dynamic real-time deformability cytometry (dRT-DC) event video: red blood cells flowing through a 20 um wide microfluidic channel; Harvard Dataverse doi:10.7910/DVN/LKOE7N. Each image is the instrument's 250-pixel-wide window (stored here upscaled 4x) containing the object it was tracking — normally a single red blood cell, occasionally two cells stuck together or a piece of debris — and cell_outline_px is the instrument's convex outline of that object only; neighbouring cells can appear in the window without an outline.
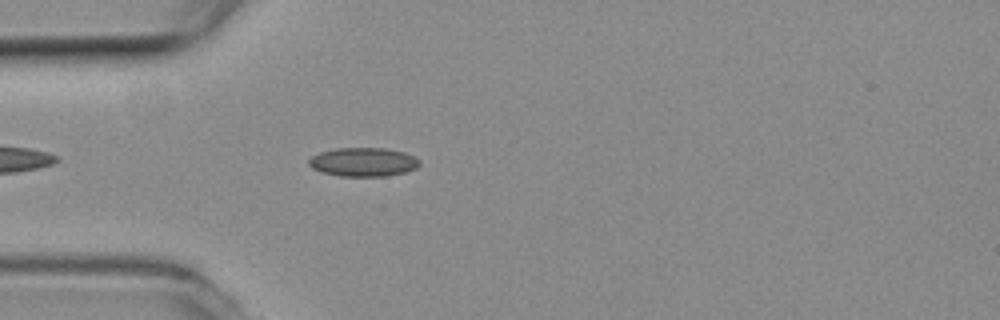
{"species": "common noctule bat (a hibernating species)", "species_latin": "Nyctalus noctula", "temperature_condition": "room temperature", "stored_images_in_passage": 43, "camera_frame_rate_fps": 3000, "um_per_image_px": 0.085, "animal": {"sex": "female", "body_mass_g": 19.3, "forearm_length_mm": 54.1}, "frame": {"image": 1, "passage_image": 5, "time_ms": 1.333, "image_size_px": [1000, 320], "cell_outline_px": [[420, 164], [416, 168], [404, 172], [384, 176], [340, 176], [320, 172], [312, 168], [308, 164], [308, 160], [312, 156], [320, 152], [336, 148], [384, 148], [404, 152], [420, 160]], "centroid_in_image_um": [30.85, 13.77], "position_along_channel_um": 54.2, "area_um2": 18.55}}
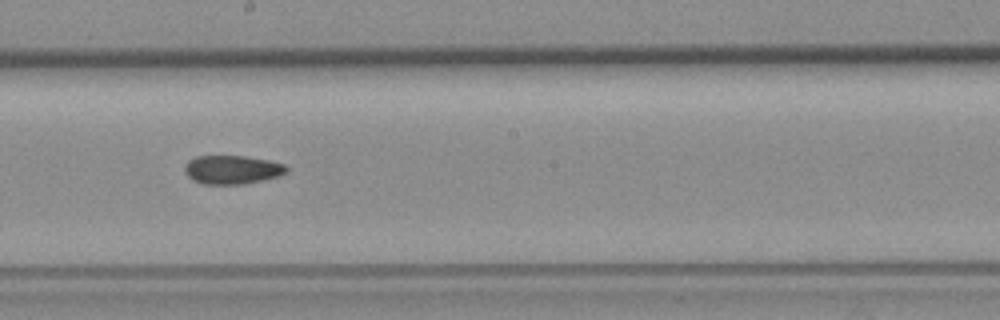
{"frame": {"image": 2, "passage_image": 19, "time_ms": 6.0, "image_size_px": [1000, 320], "cell_outline_px": [[288, 172], [276, 176], [244, 184], [204, 184], [192, 180], [184, 172], [184, 164], [188, 160], [196, 156], [244, 156], [268, 160], [284, 164], [288, 168]], "centroid_in_image_um": [19.68, 14.41], "position_along_channel_um": 228.5, "area_um2": 16.99}}
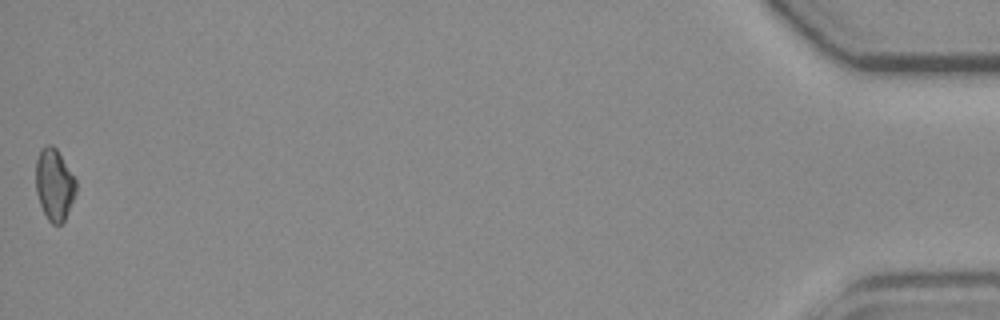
{"frame": {"image": 3, "passage_image": 43, "time_ms": 14.0, "image_size_px": [1000, 320], "cell_outline_px": [[76, 192], [64, 220], [60, 224], [52, 224], [48, 220], [40, 204], [36, 192], [36, 160], [40, 148], [44, 144], [52, 144], [56, 148], [76, 180]], "centroid_in_image_um": [4.6, 15.65], "position_along_channel_um": 430.6, "area_um2": 16.7}, "authors_computed_cell_mechanics": {"area_um2": 17.051, "velocity_mm_per_s": 3.8461, "shape_relaxation_time_tau1_ms": null, "shape_relaxation_time_tau2_ms": 4.5268, "deformation_change_tau1": null, "deformation_change_tau2": 0.1111}}